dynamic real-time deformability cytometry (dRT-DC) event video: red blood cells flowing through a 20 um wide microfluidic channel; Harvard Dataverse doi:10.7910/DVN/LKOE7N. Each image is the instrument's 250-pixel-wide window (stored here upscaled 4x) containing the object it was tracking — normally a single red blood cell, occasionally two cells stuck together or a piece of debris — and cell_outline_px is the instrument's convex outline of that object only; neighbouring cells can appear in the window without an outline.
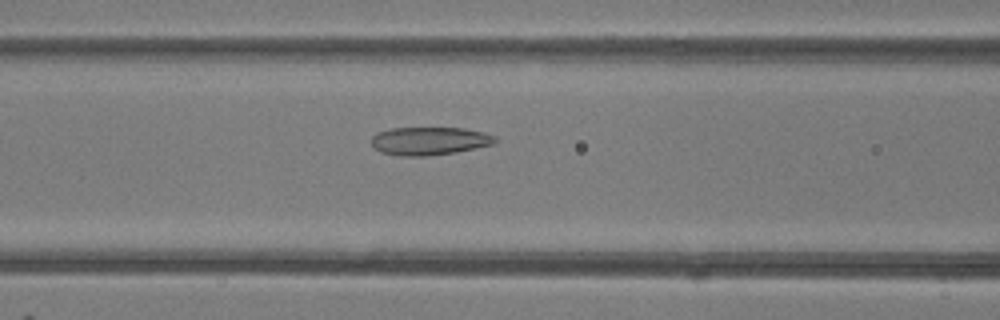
{"species": "common noctule bat (a hibernating species)", "species_latin": "Nyctalus noctula", "temperature_condition": "room temperature", "stored_images_in_passage": 48, "camera_frame_rate_fps": 3000, "um_per_image_px": 0.085, "animal": {"sex": "female"}, "frame": {"image": 1, "passage_image": 20, "time_ms": 6.333, "image_size_px": [1000, 320], "cell_outline_px": [[496, 144], [456, 152], [428, 156], [400, 156], [380, 152], [372, 144], [372, 136], [376, 132], [392, 128], [464, 128], [484, 132], [496, 136]], "centroid_in_image_um": [36.52, 11.98], "position_along_channel_um": 130.1, "area_um2": 20.4}}
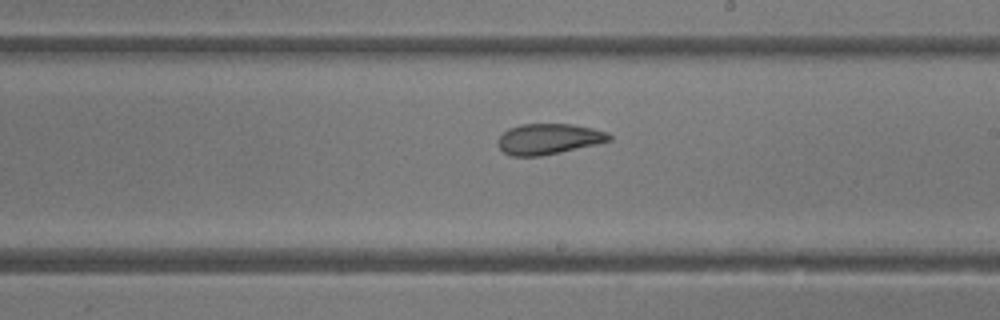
{"frame": {"image": 2, "passage_image": 28, "time_ms": 9.0, "image_size_px": [1000, 320], "cell_outline_px": [[612, 140], [596, 144], [560, 152], [540, 156], [512, 156], [504, 152], [500, 148], [500, 136], [508, 128], [520, 124], [572, 124], [592, 128], [608, 132], [612, 136]], "centroid_in_image_um": [46.67, 11.8], "position_along_channel_um": 242.3, "area_um2": 19.71}}
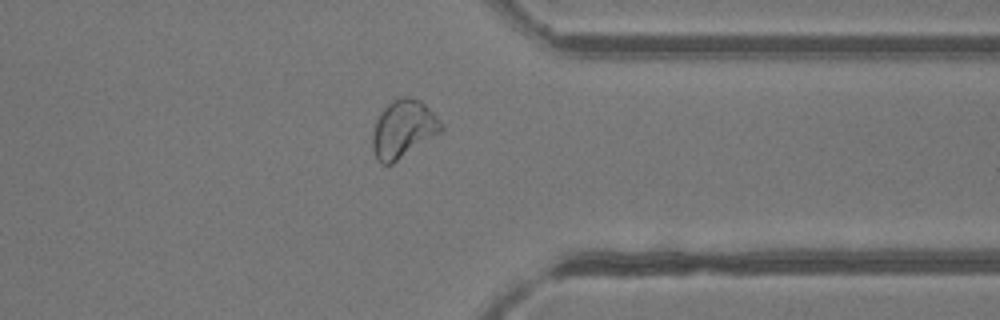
{"frame": {"image": 3, "passage_image": 38, "time_ms": 12.333, "image_size_px": [1000, 320], "cell_outline_px": [[444, 128], [440, 132], [392, 164], [380, 164], [376, 160], [372, 148], [372, 132], [376, 120], [380, 112], [392, 100], [400, 96], [408, 96], [420, 100], [444, 124]], "centroid_in_image_um": [34.25, 10.96], "position_along_channel_um": 377.2, "area_um2": 23.12}, "authors_computed_cell_mechanics": {"area_um2": 24.1315, "velocity_mm_per_s": 4.2201, "shape_relaxation_time_tau1_ms": 5.3853, "shape_relaxation_time_tau2_ms": 1.6092, "deformation_change_tau1": 0.1339, "deformation_change_tau2": 0.0756}}